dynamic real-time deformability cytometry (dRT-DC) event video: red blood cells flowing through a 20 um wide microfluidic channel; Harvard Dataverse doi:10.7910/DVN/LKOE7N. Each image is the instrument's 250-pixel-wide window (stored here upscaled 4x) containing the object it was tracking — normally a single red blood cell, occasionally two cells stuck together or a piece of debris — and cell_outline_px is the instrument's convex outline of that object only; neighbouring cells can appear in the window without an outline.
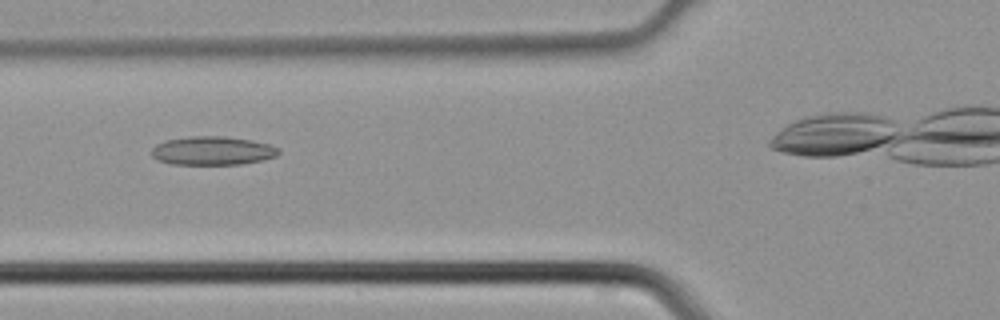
{"species": "common noctule bat (a hibernating species)", "species_latin": "Nyctalus noctula", "temperature_condition": "cold", "stored_images_in_passage": 30, "camera_frame_rate_fps": 3000, "um_per_image_px": 0.085, "animal": {"sex": "male", "body_mass_g": 21.5, "forearm_length_mm": 52.0}, "frame": {"image": 1, "passage_image": 6, "time_ms": 1.667, "image_size_px": [1000, 320], "cell_outline_px": [[280, 152], [276, 156], [264, 160], [240, 164], [172, 164], [160, 160], [152, 156], [152, 148], [156, 144], [164, 140], [192, 136], [224, 136], [252, 140], [268, 144], [280, 148]], "centroid_in_image_um": [18.09, 12.8], "position_along_channel_um": 107.7, "area_um2": 21.21}}
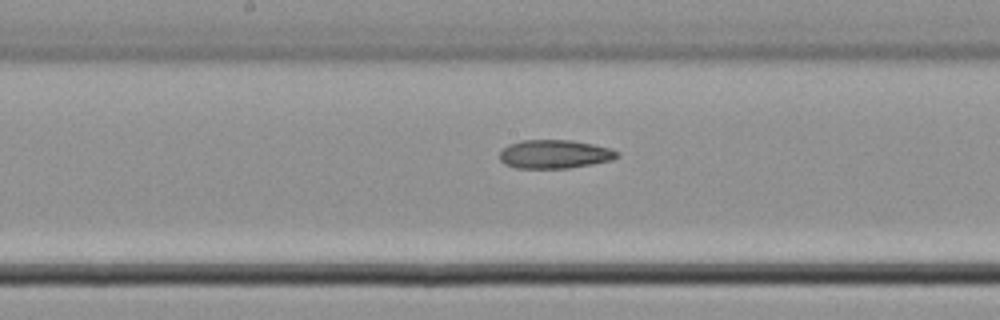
{"frame": {"image": 2, "passage_image": 12, "time_ms": 3.667, "image_size_px": [1000, 320], "cell_outline_px": [[620, 156], [612, 160], [592, 164], [568, 168], [516, 168], [504, 164], [500, 160], [500, 152], [508, 144], [520, 140], [572, 140], [612, 148], [620, 152]], "centroid_in_image_um": [47.16, 13.1], "position_along_channel_um": 201.0, "area_um2": 19.77}}
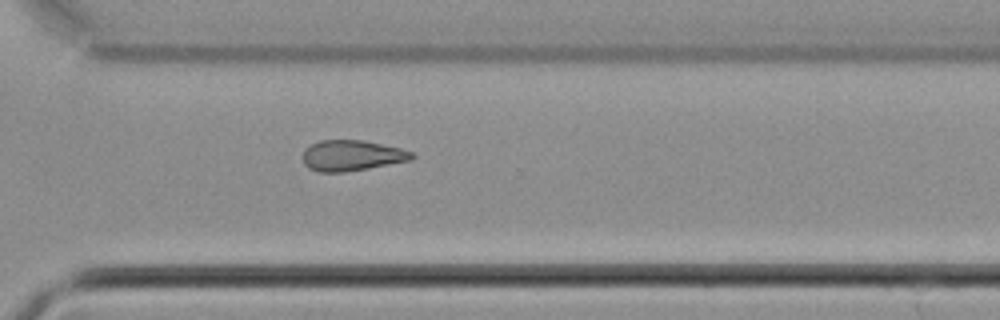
{"frame": {"image": 3, "passage_image": 21, "time_ms": 6.667, "image_size_px": [1000, 320], "cell_outline_px": [[416, 156], [412, 160], [368, 168], [344, 172], [320, 172], [308, 168], [304, 164], [304, 148], [320, 140], [364, 140], [400, 148], [412, 152]], "centroid_in_image_um": [29.91, 13.22], "position_along_channel_um": 340.7, "area_um2": 19.48}}